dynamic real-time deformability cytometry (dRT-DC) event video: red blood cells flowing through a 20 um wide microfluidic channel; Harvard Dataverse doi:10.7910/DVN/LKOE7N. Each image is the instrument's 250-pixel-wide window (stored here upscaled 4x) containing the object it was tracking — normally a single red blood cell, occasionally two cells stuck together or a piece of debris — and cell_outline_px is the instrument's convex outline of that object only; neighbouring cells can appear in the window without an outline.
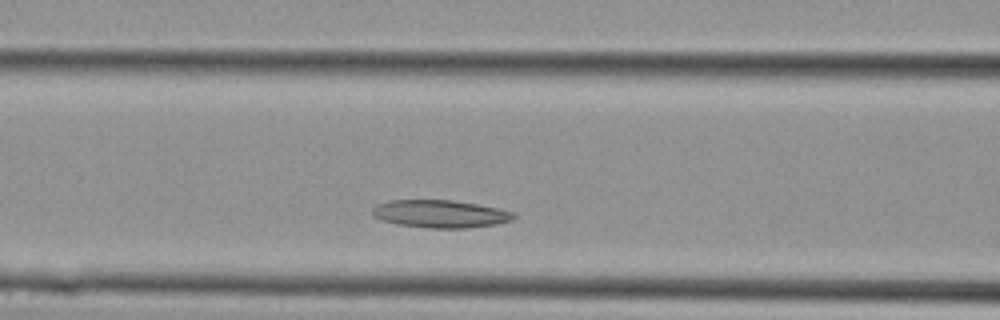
{"species": "Egyptian fruit bat (a non-hibernating species)", "species_latin": "Rousettus aegyptiacus", "temperature_condition": "cold", "stored_images_in_passage": 10, "camera_frame_rate_fps": 3000, "um_per_image_px": 0.085, "animal": {"sex": "female"}, "frame": {"image": 1, "passage_image": 4, "time_ms": 1.0, "image_size_px": [1000, 320], "cell_outline_px": [[516, 216], [512, 220], [496, 224], [464, 228], [428, 228], [396, 224], [380, 220], [372, 216], [372, 208], [376, 204], [388, 200], [452, 200], [476, 204], [516, 212]], "centroid_in_image_um": [37.38, 18.18], "position_along_channel_um": 129.2, "area_um2": 22.95}}
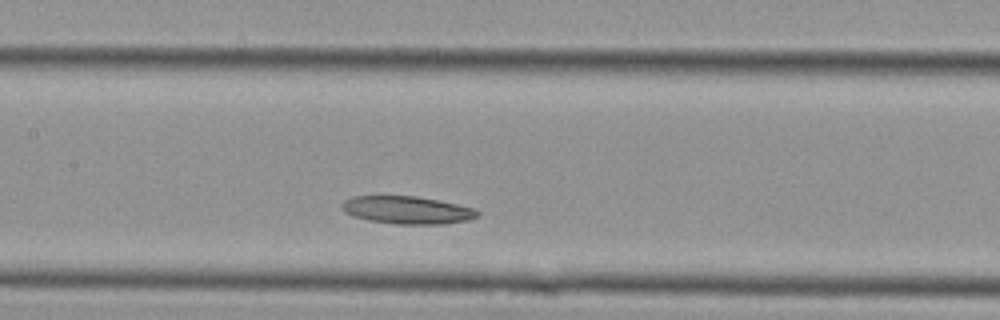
{"frame": {"image": 2, "passage_image": 6, "time_ms": 1.667, "image_size_px": [1000, 320], "cell_outline_px": [[480, 216], [468, 220], [444, 224], [396, 224], [368, 220], [352, 216], [344, 212], [340, 208], [340, 204], [344, 200], [352, 196], [416, 196], [476, 208], [480, 212]], "centroid_in_image_um": [34.59, 17.86], "position_along_channel_um": 172.8, "area_um2": 22.08}}
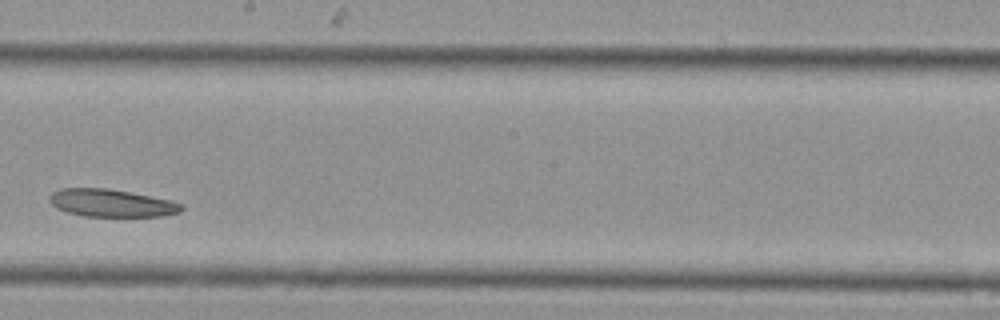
{"frame": {"image": 3, "passage_image": 9, "time_ms": 2.667, "image_size_px": [1000, 320], "cell_outline_px": [[184, 208], [180, 212], [164, 216], [84, 216], [68, 212], [56, 208], [48, 200], [48, 196], [52, 192], [60, 188], [108, 188], [172, 200], [184, 204]], "centroid_in_image_um": [9.48, 17.25], "position_along_channel_um": 238.7, "area_um2": 21.39}}